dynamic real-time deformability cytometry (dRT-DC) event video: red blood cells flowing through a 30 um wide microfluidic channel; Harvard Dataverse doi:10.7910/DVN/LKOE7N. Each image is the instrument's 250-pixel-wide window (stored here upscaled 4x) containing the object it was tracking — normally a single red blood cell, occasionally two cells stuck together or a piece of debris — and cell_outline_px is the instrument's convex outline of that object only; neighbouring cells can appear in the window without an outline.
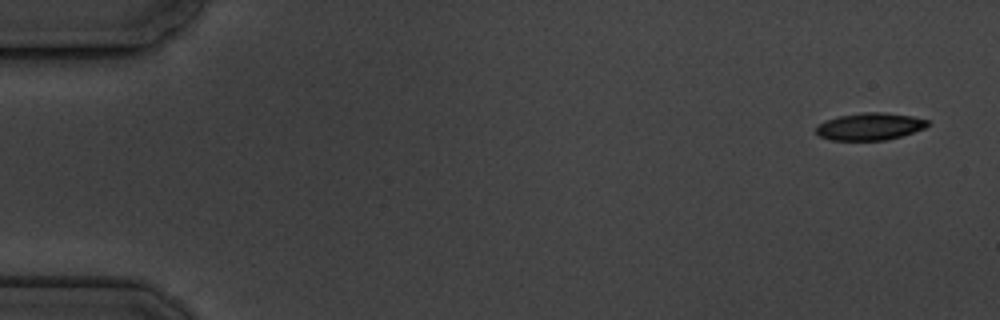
{"species": "common noctule bat (a hibernating species)", "species_latin": "Nyctalus noctula", "temperature_condition": "cold", "stored_images_in_passage": 5, "camera_frame_rate_fps": 3000, "um_per_image_px": 0.085, "animal": {"sex": "male", "body_mass_g": 19.5, "forearm_length_mm": 54.6}, "frame": {"image": 1, "passage_image": 1, "time_ms": 0.0, "image_size_px": [1000, 320], "cell_outline_px": [[928, 124], [924, 128], [900, 136], [884, 140], [832, 140], [820, 136], [816, 132], [816, 128], [824, 120], [840, 116], [864, 112], [884, 112], [912, 116], [928, 120]], "centroid_in_image_um": [73.92, 10.74], "position_along_channel_um": 11.1, "area_um2": 17.46}}
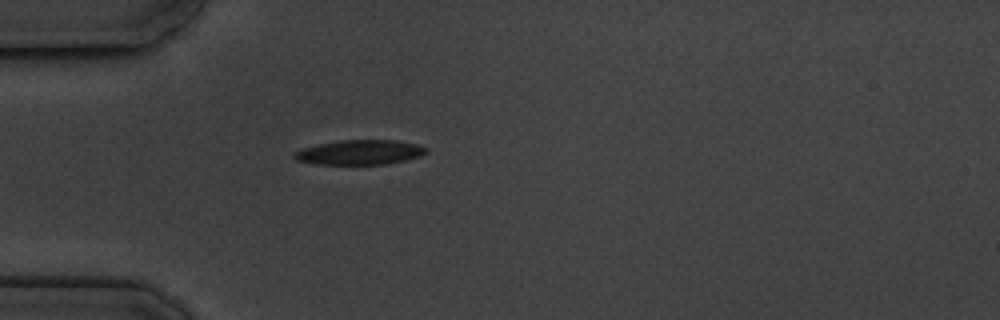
{"frame": {"image": 2, "passage_image": 5, "time_ms": 4.667, "image_size_px": [1000, 320], "cell_outline_px": [[428, 152], [420, 156], [404, 160], [384, 164], [316, 164], [296, 160], [292, 156], [292, 152], [304, 148], [320, 144], [344, 140], [392, 140], [416, 144], [428, 148]], "centroid_in_image_um": [30.57, 12.95], "position_along_channel_um": 54.4, "area_um2": 18.79}}